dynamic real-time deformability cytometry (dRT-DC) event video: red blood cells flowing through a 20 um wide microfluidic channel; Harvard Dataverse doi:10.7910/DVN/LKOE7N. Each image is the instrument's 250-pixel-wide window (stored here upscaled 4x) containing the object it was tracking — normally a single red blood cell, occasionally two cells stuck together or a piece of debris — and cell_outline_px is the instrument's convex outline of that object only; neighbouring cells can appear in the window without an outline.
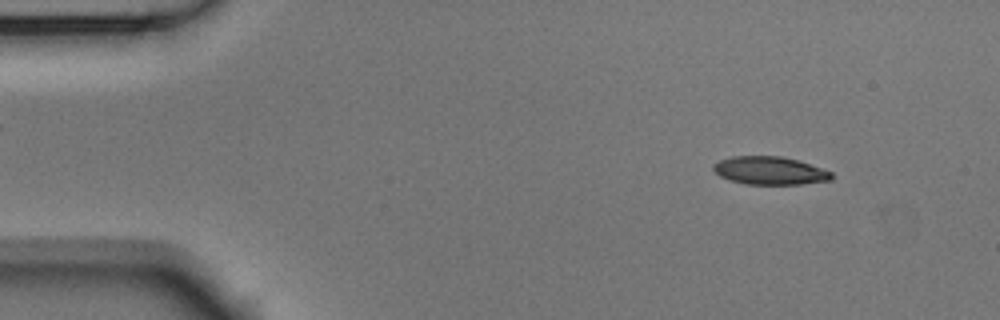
{"species": "Egyptian fruit bat (a non-hibernating species)", "species_latin": "Rousettus aegyptiacus", "temperature_condition": "room temperature", "stored_images_in_passage": 52, "camera_frame_rate_fps": 3000, "um_per_image_px": 0.085, "animal": {"sex": "male"}, "frame": {"image": 1, "passage_image": 5, "time_ms": 1.333, "image_size_px": [1000, 320], "cell_outline_px": [[832, 180], [800, 184], [744, 184], [720, 176], [712, 168], [712, 164], [720, 160], [732, 156], [780, 156], [796, 160], [832, 172]], "centroid_in_image_um": [65.41, 14.5], "position_along_channel_um": 19.6, "area_um2": 19.07}}
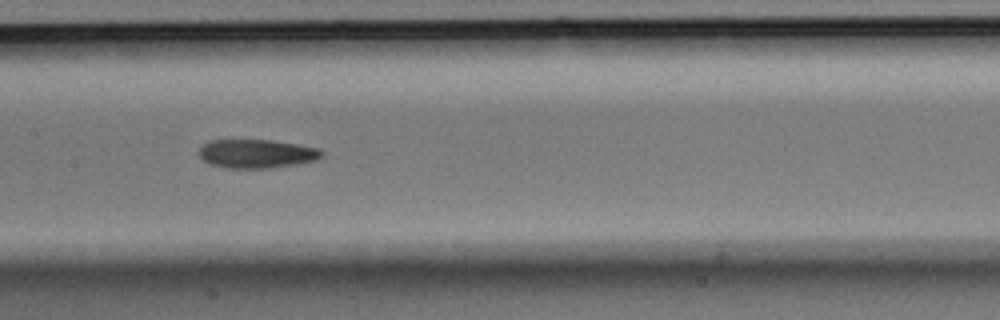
{"frame": {"image": 2, "passage_image": 25, "time_ms": 8.0, "image_size_px": [1000, 320], "cell_outline_px": [[324, 156], [316, 160], [296, 164], [272, 168], [228, 168], [208, 164], [200, 160], [200, 144], [208, 140], [272, 140], [320, 148], [324, 152]], "centroid_in_image_um": [21.79, 13.06], "position_along_channel_um": 185.6, "area_um2": 20.87}}
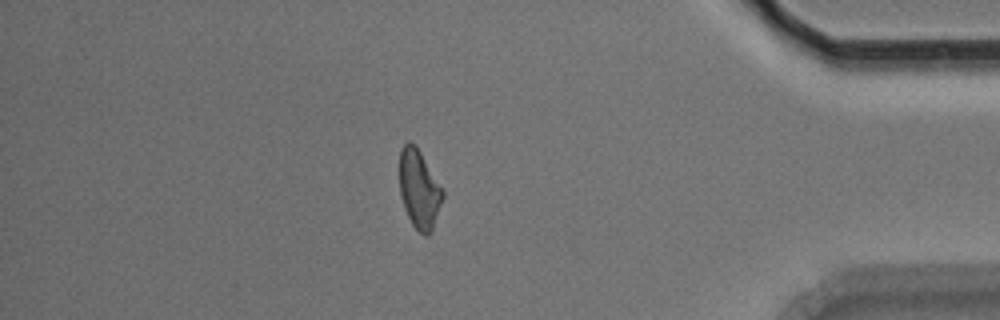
{"frame": {"image": 3, "passage_image": 45, "time_ms": 14.667, "image_size_px": [1000, 320], "cell_outline_px": [[444, 196], [432, 232], [428, 236], [424, 236], [412, 224], [404, 208], [400, 196], [400, 148], [408, 140], [416, 144], [444, 188]], "centroid_in_image_um": [35.65, 16.06], "position_along_channel_um": 399.5, "area_um2": 20.29}, "authors_computed_cell_mechanics": {"area_um2": 20.23, "velocity_mm_per_s": 3.7592, "shape_relaxation_time_tau1_ms": 7.6578, "shape_relaxation_time_tau2_ms": 7.0149, "deformation_change_tau1": 0.1789, "deformation_change_tau2": 0.1764}}